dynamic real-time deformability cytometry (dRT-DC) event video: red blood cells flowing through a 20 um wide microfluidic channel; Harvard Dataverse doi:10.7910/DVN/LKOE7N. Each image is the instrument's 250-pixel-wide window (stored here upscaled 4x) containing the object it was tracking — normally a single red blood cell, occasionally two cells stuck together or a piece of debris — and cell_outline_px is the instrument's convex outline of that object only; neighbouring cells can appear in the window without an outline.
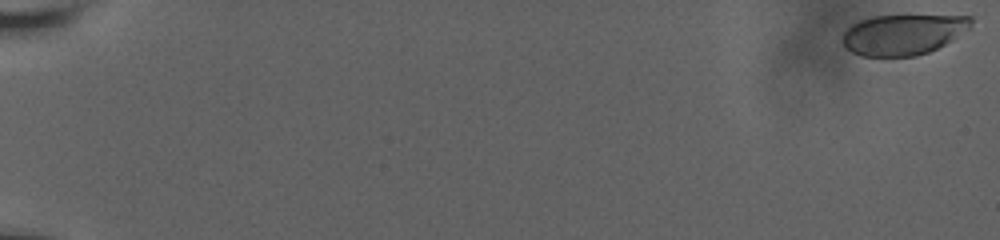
{"species": "human", "species_latin": "Homo sapiens", "temperature_condition": "room temperature", "stored_images_in_passage": 59, "camera_frame_rate_fps": 3000, "um_per_image_px": 0.085, "donor": {"sex": "male"}, "frame": {"image": 1, "passage_image": 1, "time_ms": 0.0, "image_size_px": [1000, 240], "cell_outline_px": [[972, 24], [968, 28], [952, 40], [928, 52], [916, 56], [860, 56], [852, 52], [840, 40], [844, 32], [852, 24], [860, 20], [876, 16], [972, 16]], "centroid_in_image_um": [76.73, 2.94], "position_along_channel_um": 8.3, "area_um2": 30.0}}
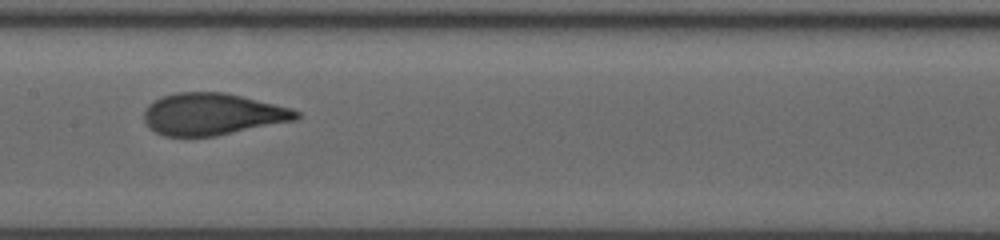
{"frame": {"image": 2, "passage_image": 33, "time_ms": 10.667, "image_size_px": [1000, 240], "cell_outline_px": [[300, 116], [296, 120], [216, 136], [164, 136], [156, 132], [144, 120], [144, 112], [148, 104], [164, 96], [176, 92], [224, 92], [292, 108], [300, 112]], "centroid_in_image_um": [18.08, 9.7], "position_along_channel_um": 189.3, "area_um2": 36.93}}
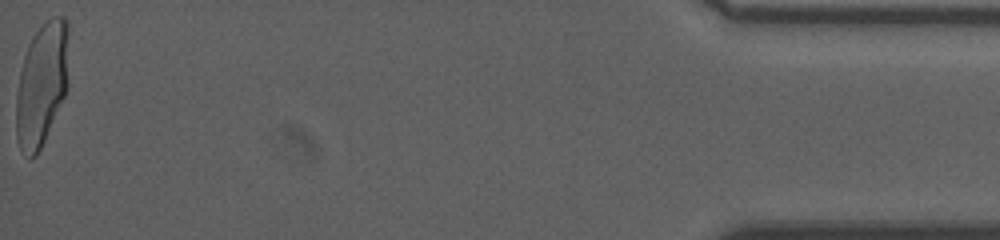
{"frame": {"image": 3, "passage_image": 59, "time_ms": 19.333, "image_size_px": [1000, 240], "cell_outline_px": [[68, 88], [44, 140], [36, 156], [28, 160], [20, 148], [16, 136], [16, 96], [20, 72], [24, 56], [28, 44], [36, 32], [52, 16], [64, 16], [68, 20]], "centroid_in_image_um": [3.56, 7.16], "position_along_channel_um": 431.6, "area_um2": 37.86}, "authors_computed_cell_mechanics": {"area_um2": 36.414, "velocity_mm_per_s": 3.7881, "shape_relaxation_time_tau1_ms": 5.1601, "shape_relaxation_time_tau2_ms": null, "deformation_change_tau1": 0.2064, "deformation_change_tau2": null}}